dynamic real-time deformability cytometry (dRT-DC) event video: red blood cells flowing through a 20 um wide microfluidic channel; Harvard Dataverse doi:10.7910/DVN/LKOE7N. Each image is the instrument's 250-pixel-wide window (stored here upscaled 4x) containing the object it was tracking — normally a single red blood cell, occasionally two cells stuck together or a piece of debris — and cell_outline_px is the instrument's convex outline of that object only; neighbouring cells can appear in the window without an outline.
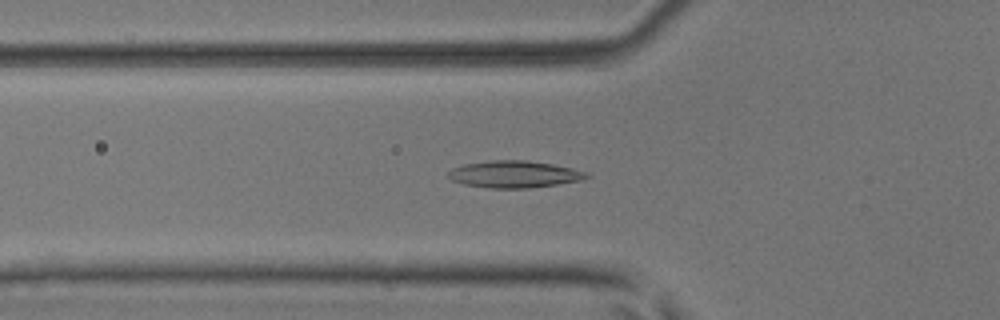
{"species": "common noctule bat (a hibernating species)", "species_latin": "Nyctalus noctula", "temperature_condition": "room temperature", "stored_images_in_passage": 49, "camera_frame_rate_fps": 3000, "um_per_image_px": 0.085, "animal": {"sex": "male", "body_mass_g": 17.9, "forearm_length_mm": 54.2}, "frame": {"image": 1, "passage_image": 17, "time_ms": 5.333, "image_size_px": [1000, 320], "cell_outline_px": [[592, 176], [580, 180], [556, 184], [528, 188], [492, 188], [464, 184], [452, 180], [448, 176], [448, 172], [452, 168], [464, 164], [492, 160], [524, 160], [552, 164], [572, 168], [588, 172]], "centroid_in_image_um": [43.72, 14.8], "position_along_channel_um": 82.1, "area_um2": 21.56}}
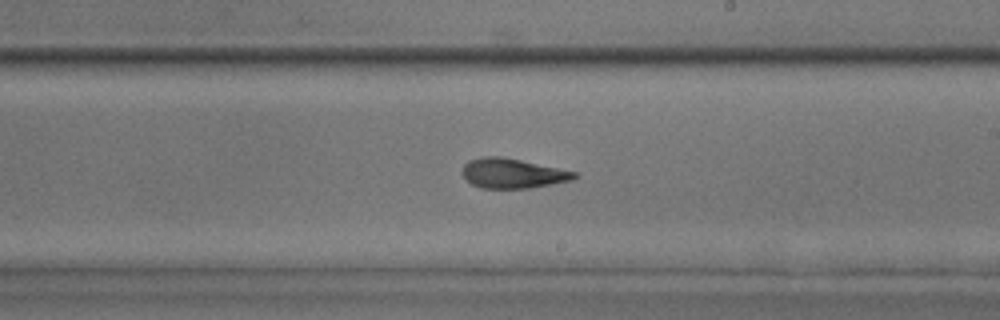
{"frame": {"image": 2, "passage_image": 29, "time_ms": 9.333, "image_size_px": [1000, 320], "cell_outline_px": [[580, 176], [572, 180], [528, 188], [480, 188], [472, 184], [464, 176], [464, 164], [468, 160], [480, 156], [500, 156], [520, 160], [576, 172]], "centroid_in_image_um": [43.57, 14.73], "position_along_channel_um": 245.4, "area_um2": 19.19}}
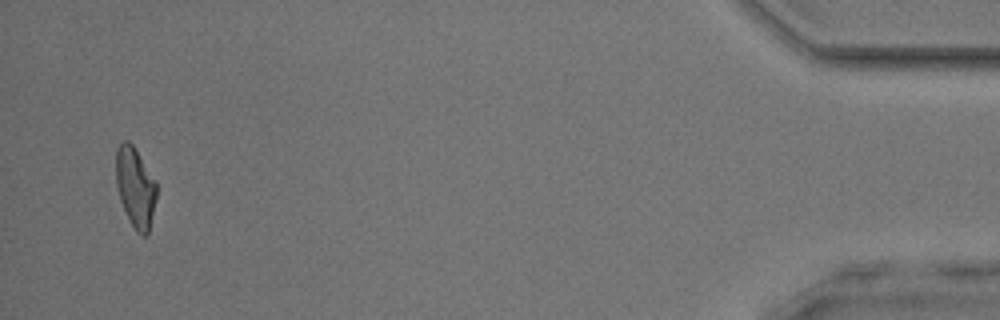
{"frame": {"image": 3, "passage_image": 48, "time_ms": 15.667, "image_size_px": [1000, 320], "cell_outline_px": [[156, 196], [148, 232], [144, 236], [140, 236], [136, 232], [120, 200], [116, 184], [116, 148], [124, 140], [128, 140], [132, 144], [156, 180]], "centroid_in_image_um": [11.49, 15.89], "position_along_channel_um": 423.7, "area_um2": 18.67}}